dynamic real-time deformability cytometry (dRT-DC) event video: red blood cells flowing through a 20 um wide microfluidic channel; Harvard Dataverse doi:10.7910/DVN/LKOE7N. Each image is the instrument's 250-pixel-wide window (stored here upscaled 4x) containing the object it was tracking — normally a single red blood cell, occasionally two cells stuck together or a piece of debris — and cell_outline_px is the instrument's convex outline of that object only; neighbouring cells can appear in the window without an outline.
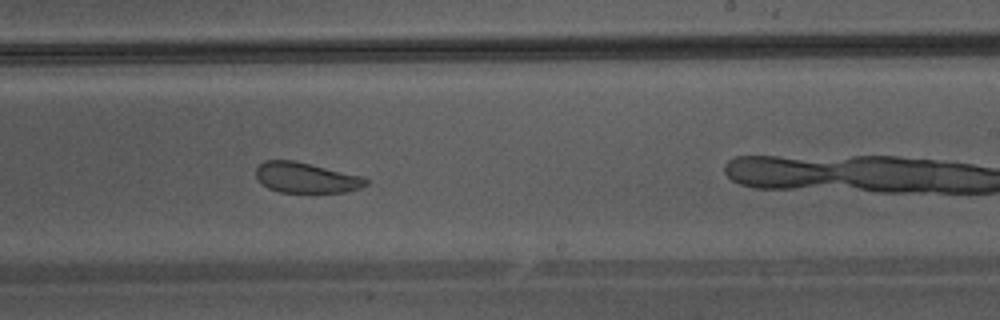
{"species": "Egyptian fruit bat (a non-hibernating species)", "species_latin": "Rousettus aegyptiacus", "temperature_condition": "warm", "stored_images_in_passage": 33, "camera_frame_rate_fps": 3000, "um_per_image_px": 0.085, "animal": {"sex": "male"}, "frame": {"image": 1, "passage_image": 15, "time_ms": 4.667, "image_size_px": [1000, 320], "cell_outline_px": [[368, 184], [360, 188], [344, 192], [280, 192], [268, 188], [256, 176], [256, 168], [264, 160], [292, 160], [364, 176], [368, 180]], "centroid_in_image_um": [26.04, 15.1], "position_along_channel_um": 263.0, "area_um2": 19.36}}